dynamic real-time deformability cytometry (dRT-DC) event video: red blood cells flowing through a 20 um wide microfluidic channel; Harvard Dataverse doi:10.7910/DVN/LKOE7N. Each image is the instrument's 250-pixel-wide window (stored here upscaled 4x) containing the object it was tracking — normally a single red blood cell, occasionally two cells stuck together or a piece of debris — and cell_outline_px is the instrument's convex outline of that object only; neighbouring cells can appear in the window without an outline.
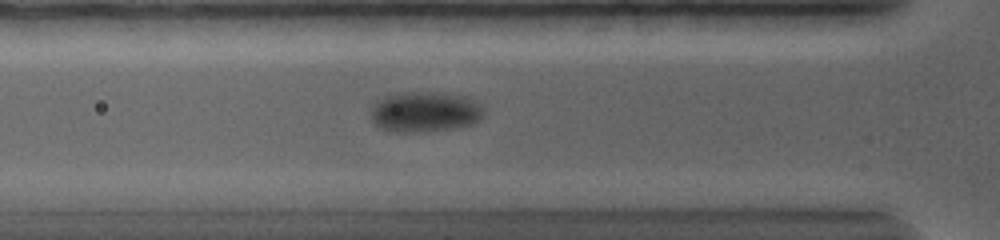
{"species": "common noctule bat (a hibernating species)", "species_latin": "Nyctalus noctula", "temperature_condition": "warm", "stored_images_in_passage": 14, "camera_frame_rate_fps": 5000, "um_per_image_px": 0.085, "animal": {"sex": "female", "body_mass_g": 19.0, "forearm_length_mm": 56.7}, "frame": {"image": 1, "passage_image": 5, "time_ms": 4.0, "image_size_px": [1000, 240], "cell_outline_px": [[484, 116], [480, 120], [472, 124], [448, 128], [412, 132], [396, 132], [380, 128], [372, 120], [372, 108], [376, 100], [384, 96], [408, 92], [412, 92], [468, 96], [480, 104], [484, 108]], "centroid_in_image_um": [36.13, 9.51], "position_along_channel_um": 89.7, "area_um2": 26.18}}
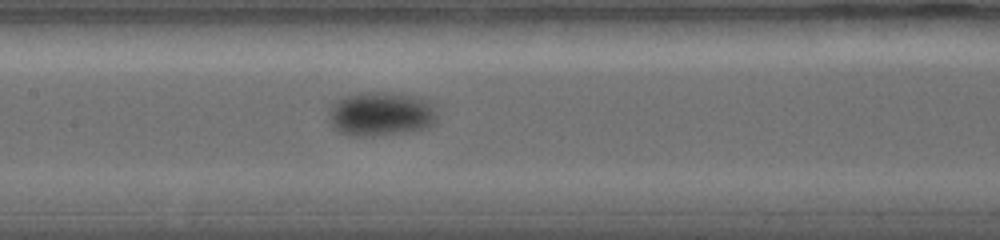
{"frame": {"image": 2, "passage_image": 8, "time_ms": 6.6, "image_size_px": [1000, 240], "cell_outline_px": [[436, 120], [428, 128], [408, 132], [372, 136], [348, 136], [332, 128], [328, 120], [328, 116], [332, 104], [336, 100], [344, 96], [360, 92], [392, 92], [412, 96], [432, 104], [436, 116]], "centroid_in_image_um": [32.31, 9.7], "position_along_channel_um": 175.1, "area_um2": 28.09}}
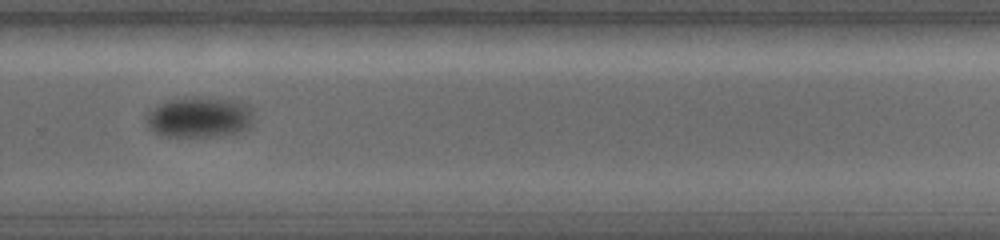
{"frame": {"image": 3, "passage_image": 13, "time_ms": 10.8, "image_size_px": [1000, 240], "cell_outline_px": [[252, 124], [244, 132], [220, 136], [160, 136], [148, 128], [144, 120], [148, 112], [160, 104], [172, 100], [192, 96], [232, 100], [244, 104], [252, 112]], "centroid_in_image_um": [16.93, 9.99], "position_along_channel_um": 312.9, "area_um2": 25.49}}